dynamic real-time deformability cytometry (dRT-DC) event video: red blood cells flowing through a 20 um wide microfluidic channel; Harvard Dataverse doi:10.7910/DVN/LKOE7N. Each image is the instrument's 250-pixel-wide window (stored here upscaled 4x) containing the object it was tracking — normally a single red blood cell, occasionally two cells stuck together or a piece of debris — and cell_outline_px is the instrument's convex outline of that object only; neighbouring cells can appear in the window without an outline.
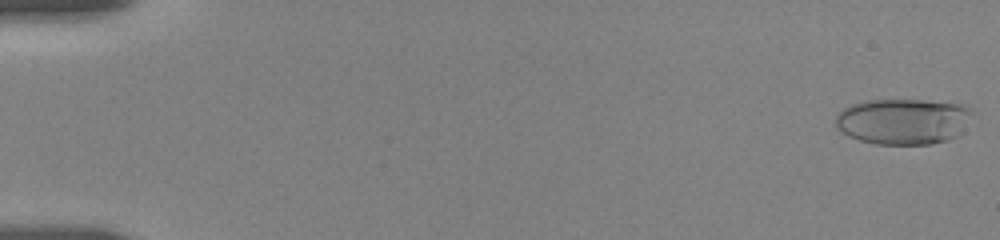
{"species": "human", "species_latin": "Homo sapiens", "temperature_condition": "room temperature", "stored_images_in_passage": 79, "camera_frame_rate_fps": 3000, "um_per_image_px": 0.085, "donor": {"sex": "female"}, "frame": {"image": 1, "passage_image": 1, "time_ms": 0.0, "image_size_px": [1000, 240], "cell_outline_px": [[968, 112], [960, 136], [948, 140], [932, 144], [876, 144], [860, 140], [848, 136], [836, 128], [836, 116], [844, 108], [852, 104], [864, 100], [924, 100], [956, 104], [968, 108]], "centroid_in_image_um": [76.68, 10.33], "position_along_channel_um": 8.3, "area_um2": 36.07}}
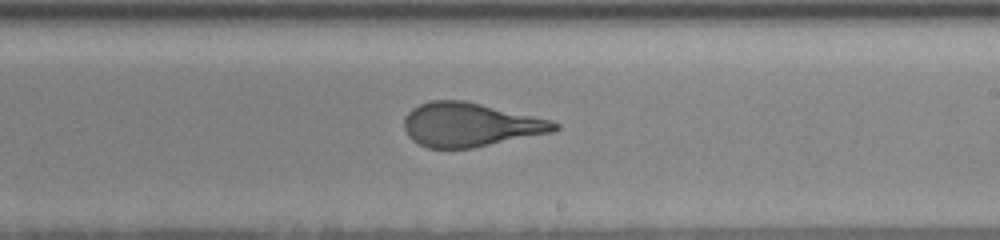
{"frame": {"image": 2, "passage_image": 34, "time_ms": 11.0, "image_size_px": [1000, 240], "cell_outline_px": [[560, 128], [552, 132], [472, 148], [428, 148], [412, 140], [408, 136], [404, 128], [404, 120], [408, 112], [412, 108], [420, 104], [432, 100], [464, 100], [552, 120], [560, 124]], "centroid_in_image_um": [39.96, 10.6], "position_along_channel_um": 249.0, "area_um2": 38.32}}
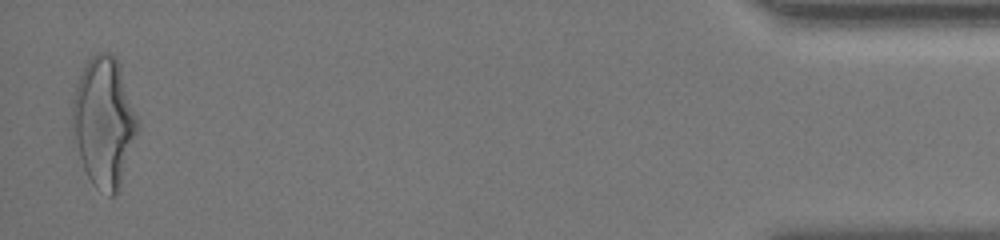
{"frame": {"image": 3, "passage_image": 76, "time_ms": 18.0, "image_size_px": [1000, 240], "cell_outline_px": [[140, 128], [120, 184], [116, 192], [112, 196], [108, 196], [96, 188], [92, 184], [84, 168], [80, 156], [72, 124], [72, 100], [80, 72], [88, 60], [96, 52], [108, 52], [116, 56], [120, 64], [140, 124]], "centroid_in_image_um": [8.86, 10.33], "position_along_channel_um": 426.3, "area_um2": 49.25}, "authors_computed_cell_mechanics": {"area_um2": 39.1884, "velocity_mm_per_s": 3.6377, "shape_relaxation_time_tau1_ms": 4.4751, "shape_relaxation_time_tau2_ms": 0.9672, "deformation_change_tau1": 0.1985, "deformation_change_tau2": 0.1048}}